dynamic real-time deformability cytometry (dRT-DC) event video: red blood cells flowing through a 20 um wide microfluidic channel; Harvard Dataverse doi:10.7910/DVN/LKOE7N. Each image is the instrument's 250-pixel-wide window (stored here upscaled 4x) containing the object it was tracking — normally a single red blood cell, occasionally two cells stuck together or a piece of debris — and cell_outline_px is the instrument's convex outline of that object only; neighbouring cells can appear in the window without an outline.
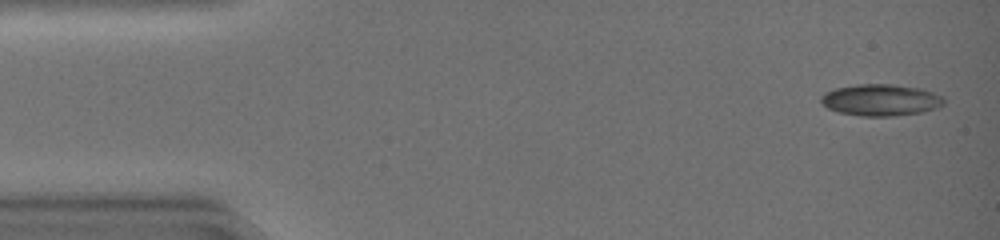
{"species": "common noctule bat (a hibernating species)", "species_latin": "Nyctalus noctula", "temperature_condition": "warm", "stored_images_in_passage": 43, "camera_frame_rate_fps": 3000, "um_per_image_px": 0.085, "animal": {"sex": "female", "body_mass_g": 19.0, "forearm_length_mm": 51.5}, "frame": {"image": 1, "passage_image": 2, "time_ms": 0.333, "image_size_px": [1000, 240], "cell_outline_px": [[944, 104], [936, 108], [920, 112], [892, 116], [864, 116], [840, 112], [828, 108], [820, 100], [820, 96], [824, 92], [836, 88], [856, 84], [892, 84], [920, 88], [932, 92], [940, 96], [944, 100]], "centroid_in_image_um": [74.84, 8.49], "position_along_channel_um": 10.2, "area_um2": 22.43}}
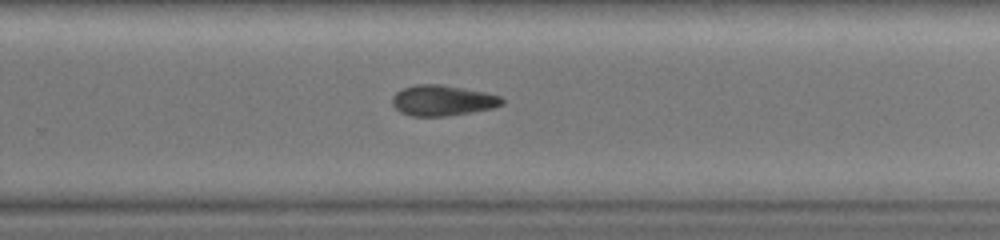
{"frame": {"image": 2, "passage_image": 29, "time_ms": 9.333, "image_size_px": [1000, 240], "cell_outline_px": [[504, 104], [492, 108], [472, 112], [448, 116], [412, 116], [400, 112], [392, 104], [392, 96], [396, 92], [404, 88], [416, 84], [440, 84], [484, 92], [500, 96], [504, 100]], "centroid_in_image_um": [37.61, 8.54], "position_along_channel_um": 292.2, "area_um2": 19.54}}
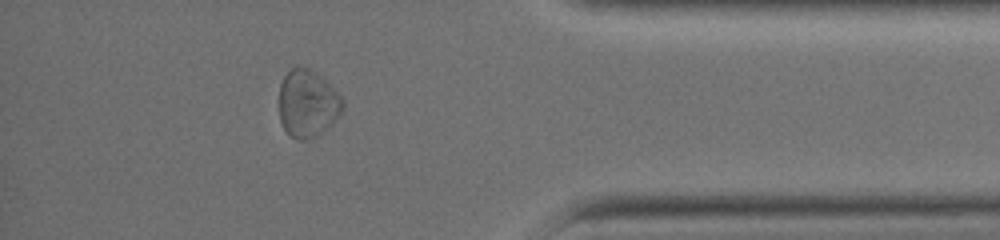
{"frame": {"image": 3, "passage_image": 38, "time_ms": 12.333, "image_size_px": [1000, 240], "cell_outline_px": [[344, 108], [332, 124], [324, 132], [316, 136], [304, 140], [296, 140], [284, 128], [280, 120], [280, 84], [284, 76], [292, 68], [308, 68], [316, 72], [344, 100]], "centroid_in_image_um": [26.16, 8.83], "position_along_channel_um": 409.0, "area_um2": 24.68}, "authors_computed_cell_mechanics": {"area_um2": 20.6346, "velocity_mm_per_s": 4.4522, "shape_relaxation_time_tau1_ms": 5.2693, "shape_relaxation_time_tau2_ms": null, "deformation_change_tau1": 0.1271, "deformation_change_tau2": null}}